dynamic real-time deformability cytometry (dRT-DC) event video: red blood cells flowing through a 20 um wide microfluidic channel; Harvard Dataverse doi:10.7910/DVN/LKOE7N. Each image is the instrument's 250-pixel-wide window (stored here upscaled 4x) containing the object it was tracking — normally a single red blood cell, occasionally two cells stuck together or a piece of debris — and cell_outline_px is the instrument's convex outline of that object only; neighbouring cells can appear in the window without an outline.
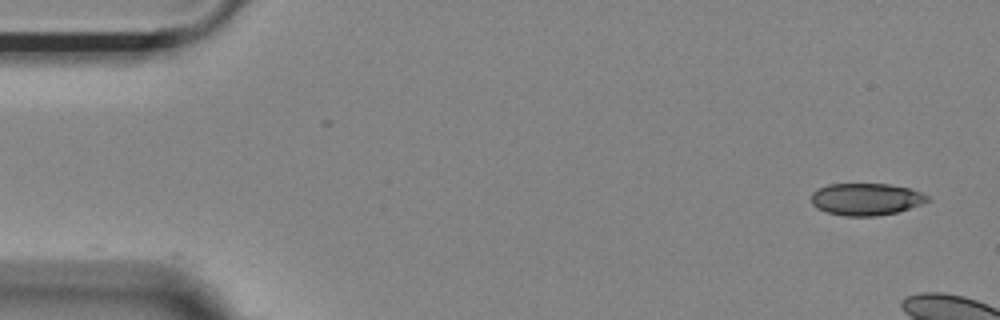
{"species": "Egyptian fruit bat (a non-hibernating species)", "species_latin": "Rousettus aegyptiacus", "temperature_condition": "room temperature", "stored_images_in_passage": 6, "camera_frame_rate_fps": 3000, "um_per_image_px": 0.085, "animal": {"sex": "female"}, "frame": {"image": 1, "passage_image": 1, "time_ms": 0.0, "image_size_px": [1000, 320], "cell_outline_px": [[932, 200], [896, 212], [876, 216], [844, 216], [828, 212], [816, 208], [812, 204], [812, 192], [828, 184], [888, 184], [908, 188], [920, 192], [928, 196]], "centroid_in_image_um": [73.6, 16.93], "position_along_channel_um": 11.4, "area_um2": 21.56}}